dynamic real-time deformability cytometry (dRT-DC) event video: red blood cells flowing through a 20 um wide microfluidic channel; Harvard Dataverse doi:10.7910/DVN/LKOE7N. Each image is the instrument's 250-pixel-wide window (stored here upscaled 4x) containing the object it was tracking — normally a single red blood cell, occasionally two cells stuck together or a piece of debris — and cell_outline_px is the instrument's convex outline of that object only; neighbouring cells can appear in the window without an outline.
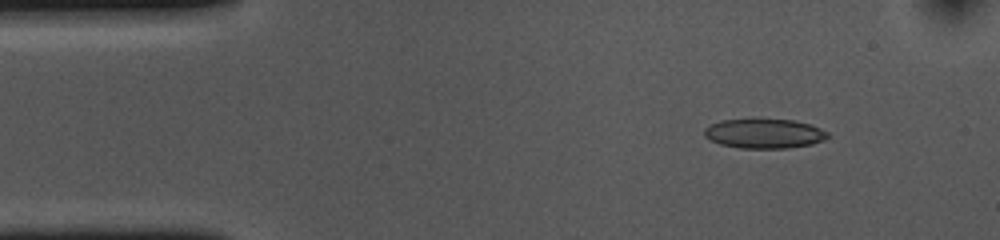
{"species": "common noctule bat (a hibernating species)", "species_latin": "Nyctalus noctula", "temperature_condition": "cold", "stored_images_in_passage": 7, "camera_frame_rate_fps": 3000, "um_per_image_px": 0.085, "animal": {"sex": "female", "body_mass_g": 10.0, "forearm_length_mm": 53.1}, "frame": {"image": 1, "passage_image": 1, "time_ms": 0.0, "image_size_px": [1000, 240], "cell_outline_px": [[828, 136], [824, 140], [812, 144], [788, 148], [740, 148], [720, 144], [708, 140], [704, 136], [704, 128], [720, 120], [796, 120], [820, 128], [828, 132]], "centroid_in_image_um": [64.94, 11.36], "position_along_channel_um": 20.1, "area_um2": 21.1}}